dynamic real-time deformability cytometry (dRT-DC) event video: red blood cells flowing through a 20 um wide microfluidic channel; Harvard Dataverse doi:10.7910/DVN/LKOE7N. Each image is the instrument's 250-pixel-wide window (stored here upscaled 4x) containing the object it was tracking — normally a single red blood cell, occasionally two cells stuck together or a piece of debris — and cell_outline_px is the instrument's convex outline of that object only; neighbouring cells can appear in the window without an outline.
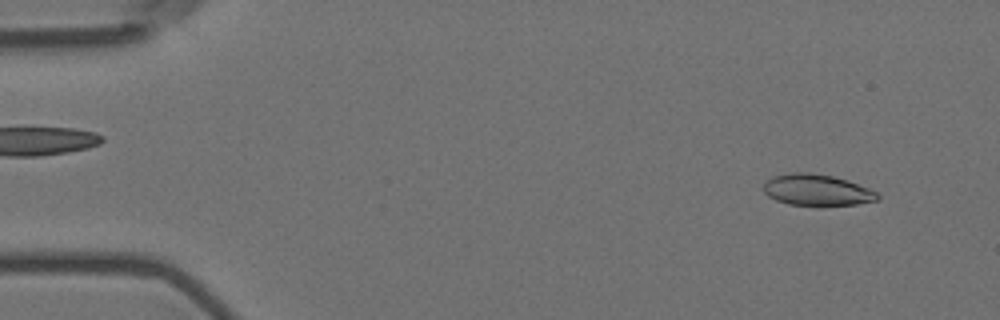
{"species": "Egyptian fruit bat (a non-hibernating species)", "species_latin": "Rousettus aegyptiacus", "temperature_condition": "room temperature", "stored_images_in_passage": 18, "camera_frame_rate_fps": 3000, "um_per_image_px": 0.085, "animal": {"sex": "female"}, "frame": {"image": 1, "passage_image": 4, "time_ms": 1.0, "image_size_px": [1000, 320], "cell_outline_px": [[880, 200], [856, 204], [820, 208], [788, 204], [776, 200], [768, 196], [764, 192], [764, 184], [772, 176], [792, 172], [808, 172], [832, 176], [848, 180], [868, 188], [876, 192], [880, 196]], "centroid_in_image_um": [69.45, 16.19], "position_along_channel_um": 15.5, "area_um2": 21.44}}
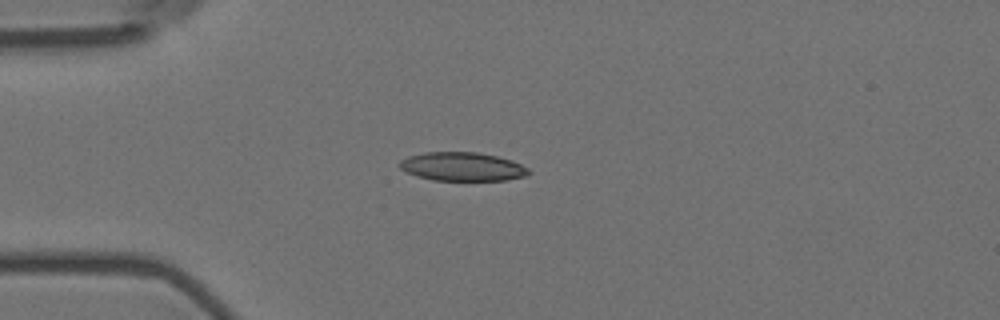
{"frame": {"image": 2, "passage_image": 14, "time_ms": 4.333, "image_size_px": [1000, 320], "cell_outline_px": [[532, 172], [528, 176], [508, 180], [432, 180], [416, 176], [400, 168], [400, 160], [408, 156], [424, 152], [476, 152], [496, 156], [512, 160], [528, 168]], "centroid_in_image_um": [39.33, 14.16], "position_along_channel_um": 45.7, "area_um2": 21.62}}